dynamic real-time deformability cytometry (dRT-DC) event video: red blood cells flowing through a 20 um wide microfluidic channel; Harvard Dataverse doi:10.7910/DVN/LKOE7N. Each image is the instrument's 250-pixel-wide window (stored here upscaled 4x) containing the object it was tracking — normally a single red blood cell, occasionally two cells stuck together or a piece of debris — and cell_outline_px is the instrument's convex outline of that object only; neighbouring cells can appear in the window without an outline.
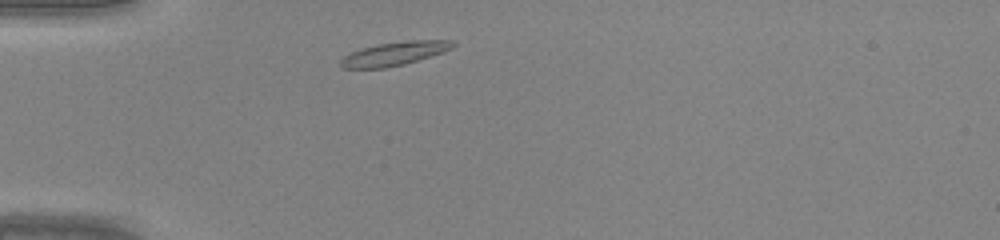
{"species": "common noctule bat (a hibernating species)", "species_latin": "Nyctalus noctula", "temperature_condition": "warm", "stored_images_in_passage": 29, "camera_frame_rate_fps": 3000, "um_per_image_px": 0.085, "animal": {"sex": "male", "body_mass_g": 20.0, "forearm_length_mm": 53.3}, "frame": {"image": 1, "passage_image": 2, "time_ms": 0.333, "image_size_px": [1000, 240], "cell_outline_px": [[456, 44], [452, 48], [444, 52], [404, 64], [384, 68], [340, 68], [340, 60], [344, 56], [360, 48], [380, 44], [412, 40], [452, 40]], "centroid_in_image_um": [33.53, 4.56], "position_along_channel_um": 51.5, "area_um2": 15.32}}
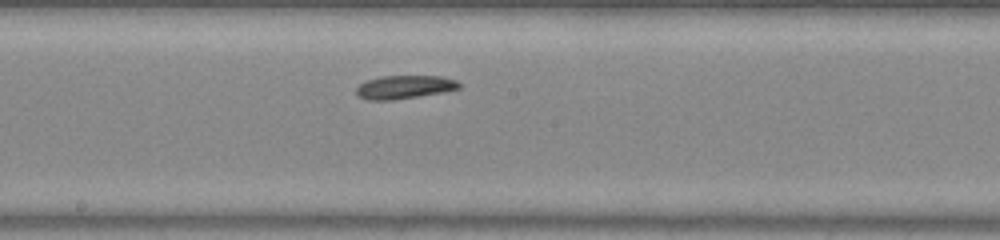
{"frame": {"image": 2, "passage_image": 14, "time_ms": 4.333, "image_size_px": [1000, 240], "cell_outline_px": [[460, 88], [444, 92], [392, 100], [368, 100], [356, 96], [356, 88], [360, 84], [368, 80], [380, 76], [440, 76], [456, 80], [460, 84]], "centroid_in_image_um": [34.35, 7.4], "position_along_channel_um": 213.8, "area_um2": 13.99}}
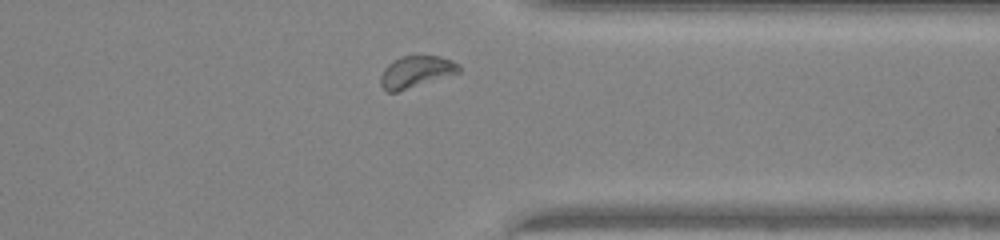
{"frame": {"image": 3, "passage_image": 25, "time_ms": 8.0, "image_size_px": [1000, 240], "cell_outline_px": [[460, 72], [400, 92], [388, 92], [380, 84], [380, 76], [384, 68], [392, 60], [400, 56], [440, 56], [452, 60], [460, 64]], "centroid_in_image_um": [35.35, 6.11], "position_along_channel_um": 376.0, "area_um2": 14.68}}